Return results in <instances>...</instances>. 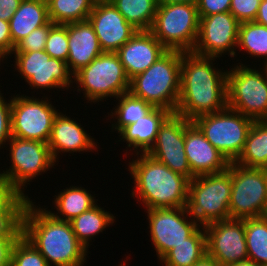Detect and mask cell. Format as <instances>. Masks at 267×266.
Masks as SVG:
<instances>
[{"instance_id": "6da1fadb", "label": "cell", "mask_w": 267, "mask_h": 266, "mask_svg": "<svg viewBox=\"0 0 267 266\" xmlns=\"http://www.w3.org/2000/svg\"><path fill=\"white\" fill-rule=\"evenodd\" d=\"M46 209L37 208L30 198L19 202L17 215L23 225V237L49 266H83L88 250L77 239L70 222L53 217Z\"/></svg>"}, {"instance_id": "7a4b0ae2", "label": "cell", "mask_w": 267, "mask_h": 266, "mask_svg": "<svg viewBox=\"0 0 267 266\" xmlns=\"http://www.w3.org/2000/svg\"><path fill=\"white\" fill-rule=\"evenodd\" d=\"M212 60L215 58L182 52L180 94L175 114L193 121L200 115L227 107V71L213 67Z\"/></svg>"}, {"instance_id": "3957f363", "label": "cell", "mask_w": 267, "mask_h": 266, "mask_svg": "<svg viewBox=\"0 0 267 266\" xmlns=\"http://www.w3.org/2000/svg\"><path fill=\"white\" fill-rule=\"evenodd\" d=\"M137 157L128 168L135 183L131 197L140 199L147 210L187 207L190 180L147 153Z\"/></svg>"}, {"instance_id": "277c9868", "label": "cell", "mask_w": 267, "mask_h": 266, "mask_svg": "<svg viewBox=\"0 0 267 266\" xmlns=\"http://www.w3.org/2000/svg\"><path fill=\"white\" fill-rule=\"evenodd\" d=\"M182 52L167 50L146 71L130 80L129 92L153 107L175 113L180 94Z\"/></svg>"}, {"instance_id": "5b68a950", "label": "cell", "mask_w": 267, "mask_h": 266, "mask_svg": "<svg viewBox=\"0 0 267 266\" xmlns=\"http://www.w3.org/2000/svg\"><path fill=\"white\" fill-rule=\"evenodd\" d=\"M232 168L217 174L195 176L189 181L187 209L189 217L201 226L229 219Z\"/></svg>"}, {"instance_id": "8992f818", "label": "cell", "mask_w": 267, "mask_h": 266, "mask_svg": "<svg viewBox=\"0 0 267 266\" xmlns=\"http://www.w3.org/2000/svg\"><path fill=\"white\" fill-rule=\"evenodd\" d=\"M72 78L73 83L76 81L77 92L84 91V97L93 103L111 96L117 98L130 89V79L116 52H103Z\"/></svg>"}, {"instance_id": "52a82bcc", "label": "cell", "mask_w": 267, "mask_h": 266, "mask_svg": "<svg viewBox=\"0 0 267 266\" xmlns=\"http://www.w3.org/2000/svg\"><path fill=\"white\" fill-rule=\"evenodd\" d=\"M10 158L11 167L0 172V177L6 182L8 189L21 201L28 199L24 187L33 178L39 176L55 165V160L47 143L11 137ZM23 187V188H22Z\"/></svg>"}, {"instance_id": "ba28073f", "label": "cell", "mask_w": 267, "mask_h": 266, "mask_svg": "<svg viewBox=\"0 0 267 266\" xmlns=\"http://www.w3.org/2000/svg\"><path fill=\"white\" fill-rule=\"evenodd\" d=\"M150 31L167 50L192 52L199 33L197 6L186 3L158 5Z\"/></svg>"}, {"instance_id": "9c48e42d", "label": "cell", "mask_w": 267, "mask_h": 266, "mask_svg": "<svg viewBox=\"0 0 267 266\" xmlns=\"http://www.w3.org/2000/svg\"><path fill=\"white\" fill-rule=\"evenodd\" d=\"M192 122L229 162H234L244 148L254 120L227 106L221 111L200 115Z\"/></svg>"}, {"instance_id": "30bf717a", "label": "cell", "mask_w": 267, "mask_h": 266, "mask_svg": "<svg viewBox=\"0 0 267 266\" xmlns=\"http://www.w3.org/2000/svg\"><path fill=\"white\" fill-rule=\"evenodd\" d=\"M240 65L227 70V106L254 121L267 120L265 73Z\"/></svg>"}, {"instance_id": "8fae6325", "label": "cell", "mask_w": 267, "mask_h": 266, "mask_svg": "<svg viewBox=\"0 0 267 266\" xmlns=\"http://www.w3.org/2000/svg\"><path fill=\"white\" fill-rule=\"evenodd\" d=\"M232 191L229 203L231 219L257 218L267 210V169L249 168L230 162Z\"/></svg>"}, {"instance_id": "7c38bea8", "label": "cell", "mask_w": 267, "mask_h": 266, "mask_svg": "<svg viewBox=\"0 0 267 266\" xmlns=\"http://www.w3.org/2000/svg\"><path fill=\"white\" fill-rule=\"evenodd\" d=\"M11 99L12 136L48 143L54 119L59 113L48 98L43 100L17 94Z\"/></svg>"}, {"instance_id": "4fadbf2b", "label": "cell", "mask_w": 267, "mask_h": 266, "mask_svg": "<svg viewBox=\"0 0 267 266\" xmlns=\"http://www.w3.org/2000/svg\"><path fill=\"white\" fill-rule=\"evenodd\" d=\"M147 213L152 244L159 260L173 247L187 242L200 227L195 219L188 221L187 207L148 209Z\"/></svg>"}, {"instance_id": "5bb4252c", "label": "cell", "mask_w": 267, "mask_h": 266, "mask_svg": "<svg viewBox=\"0 0 267 266\" xmlns=\"http://www.w3.org/2000/svg\"><path fill=\"white\" fill-rule=\"evenodd\" d=\"M15 69L33 88H69L73 74L63 60L50 57L44 50L13 52Z\"/></svg>"}, {"instance_id": "9a60e30c", "label": "cell", "mask_w": 267, "mask_h": 266, "mask_svg": "<svg viewBox=\"0 0 267 266\" xmlns=\"http://www.w3.org/2000/svg\"><path fill=\"white\" fill-rule=\"evenodd\" d=\"M240 24L230 12L199 18V33L192 53L211 58L229 53L234 58Z\"/></svg>"}, {"instance_id": "2e32d148", "label": "cell", "mask_w": 267, "mask_h": 266, "mask_svg": "<svg viewBox=\"0 0 267 266\" xmlns=\"http://www.w3.org/2000/svg\"><path fill=\"white\" fill-rule=\"evenodd\" d=\"M191 120L172 113L160 126L156 141L147 154L160 161L173 172L179 173L189 180L195 176L185 153V128Z\"/></svg>"}, {"instance_id": "e0dca14e", "label": "cell", "mask_w": 267, "mask_h": 266, "mask_svg": "<svg viewBox=\"0 0 267 266\" xmlns=\"http://www.w3.org/2000/svg\"><path fill=\"white\" fill-rule=\"evenodd\" d=\"M207 254L221 266L248 258L245 238V219H225L204 226Z\"/></svg>"}, {"instance_id": "ac0fdd59", "label": "cell", "mask_w": 267, "mask_h": 266, "mask_svg": "<svg viewBox=\"0 0 267 266\" xmlns=\"http://www.w3.org/2000/svg\"><path fill=\"white\" fill-rule=\"evenodd\" d=\"M88 20L103 52H116L137 32L109 0H96Z\"/></svg>"}, {"instance_id": "d6986e66", "label": "cell", "mask_w": 267, "mask_h": 266, "mask_svg": "<svg viewBox=\"0 0 267 266\" xmlns=\"http://www.w3.org/2000/svg\"><path fill=\"white\" fill-rule=\"evenodd\" d=\"M184 143L187 160L194 176L217 174L228 169L230 162L205 138L193 122L185 128Z\"/></svg>"}, {"instance_id": "ffe728a7", "label": "cell", "mask_w": 267, "mask_h": 266, "mask_svg": "<svg viewBox=\"0 0 267 266\" xmlns=\"http://www.w3.org/2000/svg\"><path fill=\"white\" fill-rule=\"evenodd\" d=\"M166 51L150 30H137L116 53L131 80L146 71Z\"/></svg>"}, {"instance_id": "44dd1931", "label": "cell", "mask_w": 267, "mask_h": 266, "mask_svg": "<svg viewBox=\"0 0 267 266\" xmlns=\"http://www.w3.org/2000/svg\"><path fill=\"white\" fill-rule=\"evenodd\" d=\"M66 28L69 45L66 63L69 71L74 74L89 65L103 50L89 20L66 23Z\"/></svg>"}, {"instance_id": "7402d4cb", "label": "cell", "mask_w": 267, "mask_h": 266, "mask_svg": "<svg viewBox=\"0 0 267 266\" xmlns=\"http://www.w3.org/2000/svg\"><path fill=\"white\" fill-rule=\"evenodd\" d=\"M93 140L81 124L59 112L54 119L47 144L56 162L60 152L96 151L97 145Z\"/></svg>"}, {"instance_id": "603a6c76", "label": "cell", "mask_w": 267, "mask_h": 266, "mask_svg": "<svg viewBox=\"0 0 267 266\" xmlns=\"http://www.w3.org/2000/svg\"><path fill=\"white\" fill-rule=\"evenodd\" d=\"M172 114L169 110L160 107H154L144 117L137 120L136 123L130 124L122 128L118 134L122 136L120 139L125 140L130 150H136V154L148 153L153 147L157 133L163 122ZM140 151H139V150Z\"/></svg>"}, {"instance_id": "cb8c5ba5", "label": "cell", "mask_w": 267, "mask_h": 266, "mask_svg": "<svg viewBox=\"0 0 267 266\" xmlns=\"http://www.w3.org/2000/svg\"><path fill=\"white\" fill-rule=\"evenodd\" d=\"M47 0H22L9 20L10 34L16 45L37 29L49 22Z\"/></svg>"}, {"instance_id": "d4e9b609", "label": "cell", "mask_w": 267, "mask_h": 266, "mask_svg": "<svg viewBox=\"0 0 267 266\" xmlns=\"http://www.w3.org/2000/svg\"><path fill=\"white\" fill-rule=\"evenodd\" d=\"M234 162L244 167L267 169V120L253 122L244 148Z\"/></svg>"}, {"instance_id": "484cf974", "label": "cell", "mask_w": 267, "mask_h": 266, "mask_svg": "<svg viewBox=\"0 0 267 266\" xmlns=\"http://www.w3.org/2000/svg\"><path fill=\"white\" fill-rule=\"evenodd\" d=\"M59 193L57 194L58 196H54L56 198L53 202L60 215L51 211L48 212L60 220L71 221L73 218L96 205L94 196L83 187L72 186L71 188L70 186V188H66L63 192L61 191Z\"/></svg>"}, {"instance_id": "4316f807", "label": "cell", "mask_w": 267, "mask_h": 266, "mask_svg": "<svg viewBox=\"0 0 267 266\" xmlns=\"http://www.w3.org/2000/svg\"><path fill=\"white\" fill-rule=\"evenodd\" d=\"M206 253V232L204 226H200L187 238V242L173 247L160 259V262L165 266H193Z\"/></svg>"}, {"instance_id": "83f0119b", "label": "cell", "mask_w": 267, "mask_h": 266, "mask_svg": "<svg viewBox=\"0 0 267 266\" xmlns=\"http://www.w3.org/2000/svg\"><path fill=\"white\" fill-rule=\"evenodd\" d=\"M113 214L96 204L89 210L73 218L70 222L77 239L88 249L91 237L103 233L106 227L114 223Z\"/></svg>"}, {"instance_id": "f1b7e54d", "label": "cell", "mask_w": 267, "mask_h": 266, "mask_svg": "<svg viewBox=\"0 0 267 266\" xmlns=\"http://www.w3.org/2000/svg\"><path fill=\"white\" fill-rule=\"evenodd\" d=\"M125 20L137 30H150L155 19L157 0H109Z\"/></svg>"}, {"instance_id": "f546056e", "label": "cell", "mask_w": 267, "mask_h": 266, "mask_svg": "<svg viewBox=\"0 0 267 266\" xmlns=\"http://www.w3.org/2000/svg\"><path fill=\"white\" fill-rule=\"evenodd\" d=\"M96 0H47L49 20L66 24L88 20Z\"/></svg>"}, {"instance_id": "4dcf8cb0", "label": "cell", "mask_w": 267, "mask_h": 266, "mask_svg": "<svg viewBox=\"0 0 267 266\" xmlns=\"http://www.w3.org/2000/svg\"><path fill=\"white\" fill-rule=\"evenodd\" d=\"M245 238L248 259L267 266V217L246 218Z\"/></svg>"}, {"instance_id": "1f68e13d", "label": "cell", "mask_w": 267, "mask_h": 266, "mask_svg": "<svg viewBox=\"0 0 267 266\" xmlns=\"http://www.w3.org/2000/svg\"><path fill=\"white\" fill-rule=\"evenodd\" d=\"M117 99L119 101L117 107L110 115L111 118L115 115L117 119L116 124H112V130L115 129L118 132L125 126L136 123L154 108L150 103L134 97L130 92L120 95Z\"/></svg>"}, {"instance_id": "d6a6232c", "label": "cell", "mask_w": 267, "mask_h": 266, "mask_svg": "<svg viewBox=\"0 0 267 266\" xmlns=\"http://www.w3.org/2000/svg\"><path fill=\"white\" fill-rule=\"evenodd\" d=\"M237 48L245 50L250 57L261 56L267 61V26L255 21L242 22L239 27Z\"/></svg>"}, {"instance_id": "836d02e7", "label": "cell", "mask_w": 267, "mask_h": 266, "mask_svg": "<svg viewBox=\"0 0 267 266\" xmlns=\"http://www.w3.org/2000/svg\"><path fill=\"white\" fill-rule=\"evenodd\" d=\"M22 237L23 225L18 215L0 227V266H12L14 247Z\"/></svg>"}, {"instance_id": "e575fe53", "label": "cell", "mask_w": 267, "mask_h": 266, "mask_svg": "<svg viewBox=\"0 0 267 266\" xmlns=\"http://www.w3.org/2000/svg\"><path fill=\"white\" fill-rule=\"evenodd\" d=\"M44 51L52 58L67 61L69 45L66 24H53L50 27Z\"/></svg>"}, {"instance_id": "d590c367", "label": "cell", "mask_w": 267, "mask_h": 266, "mask_svg": "<svg viewBox=\"0 0 267 266\" xmlns=\"http://www.w3.org/2000/svg\"><path fill=\"white\" fill-rule=\"evenodd\" d=\"M12 266H49L41 253L24 237L15 245Z\"/></svg>"}, {"instance_id": "8d00e7d4", "label": "cell", "mask_w": 267, "mask_h": 266, "mask_svg": "<svg viewBox=\"0 0 267 266\" xmlns=\"http://www.w3.org/2000/svg\"><path fill=\"white\" fill-rule=\"evenodd\" d=\"M53 24L54 23L49 21L46 25L34 29L28 36L23 38L15 45L13 52H30L44 50L50 27Z\"/></svg>"}, {"instance_id": "74e56055", "label": "cell", "mask_w": 267, "mask_h": 266, "mask_svg": "<svg viewBox=\"0 0 267 266\" xmlns=\"http://www.w3.org/2000/svg\"><path fill=\"white\" fill-rule=\"evenodd\" d=\"M20 200L8 189L0 177V227L10 222L16 215Z\"/></svg>"}, {"instance_id": "f35d334b", "label": "cell", "mask_w": 267, "mask_h": 266, "mask_svg": "<svg viewBox=\"0 0 267 266\" xmlns=\"http://www.w3.org/2000/svg\"><path fill=\"white\" fill-rule=\"evenodd\" d=\"M261 0H231L230 13L240 22L254 21Z\"/></svg>"}, {"instance_id": "ab89813d", "label": "cell", "mask_w": 267, "mask_h": 266, "mask_svg": "<svg viewBox=\"0 0 267 266\" xmlns=\"http://www.w3.org/2000/svg\"><path fill=\"white\" fill-rule=\"evenodd\" d=\"M1 92V91H0ZM9 102V103H8ZM6 101L0 93V147L8 142L11 134V105L12 99Z\"/></svg>"}, {"instance_id": "60d3db41", "label": "cell", "mask_w": 267, "mask_h": 266, "mask_svg": "<svg viewBox=\"0 0 267 266\" xmlns=\"http://www.w3.org/2000/svg\"><path fill=\"white\" fill-rule=\"evenodd\" d=\"M231 0H199L197 11L199 18L217 13L229 12Z\"/></svg>"}, {"instance_id": "b9f144b4", "label": "cell", "mask_w": 267, "mask_h": 266, "mask_svg": "<svg viewBox=\"0 0 267 266\" xmlns=\"http://www.w3.org/2000/svg\"><path fill=\"white\" fill-rule=\"evenodd\" d=\"M14 48L15 45L10 34L9 22L0 19V51L8 57L13 53Z\"/></svg>"}, {"instance_id": "7bdbcfd3", "label": "cell", "mask_w": 267, "mask_h": 266, "mask_svg": "<svg viewBox=\"0 0 267 266\" xmlns=\"http://www.w3.org/2000/svg\"><path fill=\"white\" fill-rule=\"evenodd\" d=\"M21 2L22 0H0V19L9 22Z\"/></svg>"}, {"instance_id": "ee69618b", "label": "cell", "mask_w": 267, "mask_h": 266, "mask_svg": "<svg viewBox=\"0 0 267 266\" xmlns=\"http://www.w3.org/2000/svg\"><path fill=\"white\" fill-rule=\"evenodd\" d=\"M256 23L267 26V0H261L257 17L254 20Z\"/></svg>"}, {"instance_id": "f6af8a7d", "label": "cell", "mask_w": 267, "mask_h": 266, "mask_svg": "<svg viewBox=\"0 0 267 266\" xmlns=\"http://www.w3.org/2000/svg\"><path fill=\"white\" fill-rule=\"evenodd\" d=\"M193 266H221V264L207 253Z\"/></svg>"}, {"instance_id": "bcb514c9", "label": "cell", "mask_w": 267, "mask_h": 266, "mask_svg": "<svg viewBox=\"0 0 267 266\" xmlns=\"http://www.w3.org/2000/svg\"><path fill=\"white\" fill-rule=\"evenodd\" d=\"M199 0H157L158 5H164L168 3H186L197 6Z\"/></svg>"}, {"instance_id": "7dc6e473", "label": "cell", "mask_w": 267, "mask_h": 266, "mask_svg": "<svg viewBox=\"0 0 267 266\" xmlns=\"http://www.w3.org/2000/svg\"><path fill=\"white\" fill-rule=\"evenodd\" d=\"M227 266H260V265H258L257 263H255L251 259L247 258L245 260H242V261H239L237 263H233V264H230V265H227Z\"/></svg>"}, {"instance_id": "c3c4849f", "label": "cell", "mask_w": 267, "mask_h": 266, "mask_svg": "<svg viewBox=\"0 0 267 266\" xmlns=\"http://www.w3.org/2000/svg\"><path fill=\"white\" fill-rule=\"evenodd\" d=\"M263 68H264L263 71H265L264 73H265L266 78H267V61H265Z\"/></svg>"}, {"instance_id": "681fc988", "label": "cell", "mask_w": 267, "mask_h": 266, "mask_svg": "<svg viewBox=\"0 0 267 266\" xmlns=\"http://www.w3.org/2000/svg\"><path fill=\"white\" fill-rule=\"evenodd\" d=\"M4 58L7 59V57L0 51V62H1V59H2V62H3Z\"/></svg>"}]
</instances>
